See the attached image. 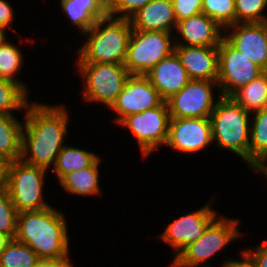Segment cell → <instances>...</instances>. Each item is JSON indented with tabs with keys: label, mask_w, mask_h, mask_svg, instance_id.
<instances>
[{
	"label": "cell",
	"mask_w": 267,
	"mask_h": 267,
	"mask_svg": "<svg viewBox=\"0 0 267 267\" xmlns=\"http://www.w3.org/2000/svg\"><path fill=\"white\" fill-rule=\"evenodd\" d=\"M64 106L28 103L24 110L22 161L46 170L55 165L68 133L69 115Z\"/></svg>",
	"instance_id": "1"
},
{
	"label": "cell",
	"mask_w": 267,
	"mask_h": 267,
	"mask_svg": "<svg viewBox=\"0 0 267 267\" xmlns=\"http://www.w3.org/2000/svg\"><path fill=\"white\" fill-rule=\"evenodd\" d=\"M66 217L52 206L18 214L15 240L27 244L40 259L69 256Z\"/></svg>",
	"instance_id": "2"
},
{
	"label": "cell",
	"mask_w": 267,
	"mask_h": 267,
	"mask_svg": "<svg viewBox=\"0 0 267 267\" xmlns=\"http://www.w3.org/2000/svg\"><path fill=\"white\" fill-rule=\"evenodd\" d=\"M131 32L129 19L106 15L83 34L88 38L75 62L125 64Z\"/></svg>",
	"instance_id": "3"
},
{
	"label": "cell",
	"mask_w": 267,
	"mask_h": 267,
	"mask_svg": "<svg viewBox=\"0 0 267 267\" xmlns=\"http://www.w3.org/2000/svg\"><path fill=\"white\" fill-rule=\"evenodd\" d=\"M251 115L232 97L219 96L210 115L212 139L218 148L230 150L249 166ZM250 122V123H249Z\"/></svg>",
	"instance_id": "4"
},
{
	"label": "cell",
	"mask_w": 267,
	"mask_h": 267,
	"mask_svg": "<svg viewBox=\"0 0 267 267\" xmlns=\"http://www.w3.org/2000/svg\"><path fill=\"white\" fill-rule=\"evenodd\" d=\"M46 173V169L30 165L21 159L9 163L6 189L18 213L51 207L43 198Z\"/></svg>",
	"instance_id": "5"
},
{
	"label": "cell",
	"mask_w": 267,
	"mask_h": 267,
	"mask_svg": "<svg viewBox=\"0 0 267 267\" xmlns=\"http://www.w3.org/2000/svg\"><path fill=\"white\" fill-rule=\"evenodd\" d=\"M238 219L218 216L194 243L187 246L173 262L178 267H212L204 264L216 253L222 251L241 233ZM202 265V266H201Z\"/></svg>",
	"instance_id": "6"
},
{
	"label": "cell",
	"mask_w": 267,
	"mask_h": 267,
	"mask_svg": "<svg viewBox=\"0 0 267 267\" xmlns=\"http://www.w3.org/2000/svg\"><path fill=\"white\" fill-rule=\"evenodd\" d=\"M77 67L84 82L83 99L86 102H101L109 109L131 75L124 64L77 63Z\"/></svg>",
	"instance_id": "7"
},
{
	"label": "cell",
	"mask_w": 267,
	"mask_h": 267,
	"mask_svg": "<svg viewBox=\"0 0 267 267\" xmlns=\"http://www.w3.org/2000/svg\"><path fill=\"white\" fill-rule=\"evenodd\" d=\"M172 34L174 33L132 29L124 64L127 71L134 75H145L170 55L175 47Z\"/></svg>",
	"instance_id": "8"
},
{
	"label": "cell",
	"mask_w": 267,
	"mask_h": 267,
	"mask_svg": "<svg viewBox=\"0 0 267 267\" xmlns=\"http://www.w3.org/2000/svg\"><path fill=\"white\" fill-rule=\"evenodd\" d=\"M169 121L168 106L166 101H163L159 106L128 115L118 125L128 129L137 139L141 154L145 158L160 146L166 145Z\"/></svg>",
	"instance_id": "9"
},
{
	"label": "cell",
	"mask_w": 267,
	"mask_h": 267,
	"mask_svg": "<svg viewBox=\"0 0 267 267\" xmlns=\"http://www.w3.org/2000/svg\"><path fill=\"white\" fill-rule=\"evenodd\" d=\"M264 71L225 38L218 46L217 83L221 96L231 97L242 86L256 79Z\"/></svg>",
	"instance_id": "10"
},
{
	"label": "cell",
	"mask_w": 267,
	"mask_h": 267,
	"mask_svg": "<svg viewBox=\"0 0 267 267\" xmlns=\"http://www.w3.org/2000/svg\"><path fill=\"white\" fill-rule=\"evenodd\" d=\"M213 86L220 93L217 81L190 80L166 100L170 118H210L217 103Z\"/></svg>",
	"instance_id": "11"
},
{
	"label": "cell",
	"mask_w": 267,
	"mask_h": 267,
	"mask_svg": "<svg viewBox=\"0 0 267 267\" xmlns=\"http://www.w3.org/2000/svg\"><path fill=\"white\" fill-rule=\"evenodd\" d=\"M207 203L196 211L174 219L173 222L166 225L165 231L158 236L166 244L171 246L173 251L175 250L174 254L176 256L174 259L187 246L202 236L207 227L218 217L219 214L211 208L212 202Z\"/></svg>",
	"instance_id": "12"
},
{
	"label": "cell",
	"mask_w": 267,
	"mask_h": 267,
	"mask_svg": "<svg viewBox=\"0 0 267 267\" xmlns=\"http://www.w3.org/2000/svg\"><path fill=\"white\" fill-rule=\"evenodd\" d=\"M163 101L145 75L131 74L110 110L118 115L115 122L119 124L128 115L154 108Z\"/></svg>",
	"instance_id": "13"
},
{
	"label": "cell",
	"mask_w": 267,
	"mask_h": 267,
	"mask_svg": "<svg viewBox=\"0 0 267 267\" xmlns=\"http://www.w3.org/2000/svg\"><path fill=\"white\" fill-rule=\"evenodd\" d=\"M210 118H170L166 147L191 154L212 144Z\"/></svg>",
	"instance_id": "14"
},
{
	"label": "cell",
	"mask_w": 267,
	"mask_h": 267,
	"mask_svg": "<svg viewBox=\"0 0 267 267\" xmlns=\"http://www.w3.org/2000/svg\"><path fill=\"white\" fill-rule=\"evenodd\" d=\"M224 34L234 48L264 72L267 71V22L235 23L225 28Z\"/></svg>",
	"instance_id": "15"
},
{
	"label": "cell",
	"mask_w": 267,
	"mask_h": 267,
	"mask_svg": "<svg viewBox=\"0 0 267 267\" xmlns=\"http://www.w3.org/2000/svg\"><path fill=\"white\" fill-rule=\"evenodd\" d=\"M176 30L179 35L175 37L182 39L174 41L175 45L218 47L224 38V29L202 12L178 21Z\"/></svg>",
	"instance_id": "16"
},
{
	"label": "cell",
	"mask_w": 267,
	"mask_h": 267,
	"mask_svg": "<svg viewBox=\"0 0 267 267\" xmlns=\"http://www.w3.org/2000/svg\"><path fill=\"white\" fill-rule=\"evenodd\" d=\"M190 80L217 81L218 47L175 45Z\"/></svg>",
	"instance_id": "17"
},
{
	"label": "cell",
	"mask_w": 267,
	"mask_h": 267,
	"mask_svg": "<svg viewBox=\"0 0 267 267\" xmlns=\"http://www.w3.org/2000/svg\"><path fill=\"white\" fill-rule=\"evenodd\" d=\"M145 76L164 101L178 93L190 81L187 71L175 51L163 58Z\"/></svg>",
	"instance_id": "18"
},
{
	"label": "cell",
	"mask_w": 267,
	"mask_h": 267,
	"mask_svg": "<svg viewBox=\"0 0 267 267\" xmlns=\"http://www.w3.org/2000/svg\"><path fill=\"white\" fill-rule=\"evenodd\" d=\"M132 29L141 31H176L177 20L172 0H151L129 18Z\"/></svg>",
	"instance_id": "19"
},
{
	"label": "cell",
	"mask_w": 267,
	"mask_h": 267,
	"mask_svg": "<svg viewBox=\"0 0 267 267\" xmlns=\"http://www.w3.org/2000/svg\"><path fill=\"white\" fill-rule=\"evenodd\" d=\"M99 157L90 167L73 171L60 181L61 187L69 194L80 196H96L101 194L99 186Z\"/></svg>",
	"instance_id": "20"
},
{
	"label": "cell",
	"mask_w": 267,
	"mask_h": 267,
	"mask_svg": "<svg viewBox=\"0 0 267 267\" xmlns=\"http://www.w3.org/2000/svg\"><path fill=\"white\" fill-rule=\"evenodd\" d=\"M23 128L14 115L0 114V157L9 163L21 158Z\"/></svg>",
	"instance_id": "21"
},
{
	"label": "cell",
	"mask_w": 267,
	"mask_h": 267,
	"mask_svg": "<svg viewBox=\"0 0 267 267\" xmlns=\"http://www.w3.org/2000/svg\"><path fill=\"white\" fill-rule=\"evenodd\" d=\"M254 113L249 145V168L253 171L267 159V108Z\"/></svg>",
	"instance_id": "22"
},
{
	"label": "cell",
	"mask_w": 267,
	"mask_h": 267,
	"mask_svg": "<svg viewBox=\"0 0 267 267\" xmlns=\"http://www.w3.org/2000/svg\"><path fill=\"white\" fill-rule=\"evenodd\" d=\"M100 156L88 150L64 145L52 167L59 181L67 174L90 167Z\"/></svg>",
	"instance_id": "23"
},
{
	"label": "cell",
	"mask_w": 267,
	"mask_h": 267,
	"mask_svg": "<svg viewBox=\"0 0 267 267\" xmlns=\"http://www.w3.org/2000/svg\"><path fill=\"white\" fill-rule=\"evenodd\" d=\"M244 110L254 113L267 108V71L231 96Z\"/></svg>",
	"instance_id": "24"
},
{
	"label": "cell",
	"mask_w": 267,
	"mask_h": 267,
	"mask_svg": "<svg viewBox=\"0 0 267 267\" xmlns=\"http://www.w3.org/2000/svg\"><path fill=\"white\" fill-rule=\"evenodd\" d=\"M28 93L18 84L0 78V114L14 115L12 111L26 109Z\"/></svg>",
	"instance_id": "25"
},
{
	"label": "cell",
	"mask_w": 267,
	"mask_h": 267,
	"mask_svg": "<svg viewBox=\"0 0 267 267\" xmlns=\"http://www.w3.org/2000/svg\"><path fill=\"white\" fill-rule=\"evenodd\" d=\"M39 259L27 244L12 239L0 255V267H34Z\"/></svg>",
	"instance_id": "26"
},
{
	"label": "cell",
	"mask_w": 267,
	"mask_h": 267,
	"mask_svg": "<svg viewBox=\"0 0 267 267\" xmlns=\"http://www.w3.org/2000/svg\"><path fill=\"white\" fill-rule=\"evenodd\" d=\"M6 41L0 47V78L18 83L27 93L29 89L25 83L16 79L17 73L23 65V55L18 46Z\"/></svg>",
	"instance_id": "27"
},
{
	"label": "cell",
	"mask_w": 267,
	"mask_h": 267,
	"mask_svg": "<svg viewBox=\"0 0 267 267\" xmlns=\"http://www.w3.org/2000/svg\"><path fill=\"white\" fill-rule=\"evenodd\" d=\"M202 13L217 22L223 29L235 24L234 0H203Z\"/></svg>",
	"instance_id": "28"
},
{
	"label": "cell",
	"mask_w": 267,
	"mask_h": 267,
	"mask_svg": "<svg viewBox=\"0 0 267 267\" xmlns=\"http://www.w3.org/2000/svg\"><path fill=\"white\" fill-rule=\"evenodd\" d=\"M61 12L80 29L81 35L86 33L99 18L87 5L71 4V0H60Z\"/></svg>",
	"instance_id": "29"
},
{
	"label": "cell",
	"mask_w": 267,
	"mask_h": 267,
	"mask_svg": "<svg viewBox=\"0 0 267 267\" xmlns=\"http://www.w3.org/2000/svg\"><path fill=\"white\" fill-rule=\"evenodd\" d=\"M235 23H264L267 22L264 10L267 0H234Z\"/></svg>",
	"instance_id": "30"
},
{
	"label": "cell",
	"mask_w": 267,
	"mask_h": 267,
	"mask_svg": "<svg viewBox=\"0 0 267 267\" xmlns=\"http://www.w3.org/2000/svg\"><path fill=\"white\" fill-rule=\"evenodd\" d=\"M18 212L6 188L0 189V232L15 238Z\"/></svg>",
	"instance_id": "31"
},
{
	"label": "cell",
	"mask_w": 267,
	"mask_h": 267,
	"mask_svg": "<svg viewBox=\"0 0 267 267\" xmlns=\"http://www.w3.org/2000/svg\"><path fill=\"white\" fill-rule=\"evenodd\" d=\"M150 1L151 0H108L107 15L115 18L129 19Z\"/></svg>",
	"instance_id": "32"
},
{
	"label": "cell",
	"mask_w": 267,
	"mask_h": 267,
	"mask_svg": "<svg viewBox=\"0 0 267 267\" xmlns=\"http://www.w3.org/2000/svg\"><path fill=\"white\" fill-rule=\"evenodd\" d=\"M203 0H172L177 22L202 12Z\"/></svg>",
	"instance_id": "33"
},
{
	"label": "cell",
	"mask_w": 267,
	"mask_h": 267,
	"mask_svg": "<svg viewBox=\"0 0 267 267\" xmlns=\"http://www.w3.org/2000/svg\"><path fill=\"white\" fill-rule=\"evenodd\" d=\"M71 4L87 5L99 19L107 15L108 0H71Z\"/></svg>",
	"instance_id": "34"
},
{
	"label": "cell",
	"mask_w": 267,
	"mask_h": 267,
	"mask_svg": "<svg viewBox=\"0 0 267 267\" xmlns=\"http://www.w3.org/2000/svg\"><path fill=\"white\" fill-rule=\"evenodd\" d=\"M252 259L256 267H267V241L258 245L255 250H244Z\"/></svg>",
	"instance_id": "35"
},
{
	"label": "cell",
	"mask_w": 267,
	"mask_h": 267,
	"mask_svg": "<svg viewBox=\"0 0 267 267\" xmlns=\"http://www.w3.org/2000/svg\"><path fill=\"white\" fill-rule=\"evenodd\" d=\"M14 19V11L12 6L6 0H0V27L11 28Z\"/></svg>",
	"instance_id": "36"
},
{
	"label": "cell",
	"mask_w": 267,
	"mask_h": 267,
	"mask_svg": "<svg viewBox=\"0 0 267 267\" xmlns=\"http://www.w3.org/2000/svg\"><path fill=\"white\" fill-rule=\"evenodd\" d=\"M70 257L39 259L34 267H74L70 263Z\"/></svg>",
	"instance_id": "37"
},
{
	"label": "cell",
	"mask_w": 267,
	"mask_h": 267,
	"mask_svg": "<svg viewBox=\"0 0 267 267\" xmlns=\"http://www.w3.org/2000/svg\"><path fill=\"white\" fill-rule=\"evenodd\" d=\"M240 254L243 260H225L222 267H256L250 256L245 251H241Z\"/></svg>",
	"instance_id": "38"
},
{
	"label": "cell",
	"mask_w": 267,
	"mask_h": 267,
	"mask_svg": "<svg viewBox=\"0 0 267 267\" xmlns=\"http://www.w3.org/2000/svg\"><path fill=\"white\" fill-rule=\"evenodd\" d=\"M9 162L0 157V189L6 188Z\"/></svg>",
	"instance_id": "39"
},
{
	"label": "cell",
	"mask_w": 267,
	"mask_h": 267,
	"mask_svg": "<svg viewBox=\"0 0 267 267\" xmlns=\"http://www.w3.org/2000/svg\"><path fill=\"white\" fill-rule=\"evenodd\" d=\"M12 238L9 235H6L0 232V255L5 250L7 245L11 242Z\"/></svg>",
	"instance_id": "40"
},
{
	"label": "cell",
	"mask_w": 267,
	"mask_h": 267,
	"mask_svg": "<svg viewBox=\"0 0 267 267\" xmlns=\"http://www.w3.org/2000/svg\"><path fill=\"white\" fill-rule=\"evenodd\" d=\"M254 171H256L259 174L261 173V175H264L263 177L267 179V159L261 165H259Z\"/></svg>",
	"instance_id": "41"
},
{
	"label": "cell",
	"mask_w": 267,
	"mask_h": 267,
	"mask_svg": "<svg viewBox=\"0 0 267 267\" xmlns=\"http://www.w3.org/2000/svg\"><path fill=\"white\" fill-rule=\"evenodd\" d=\"M7 29H4L2 27H0V47L7 41V38H6V31Z\"/></svg>",
	"instance_id": "42"
},
{
	"label": "cell",
	"mask_w": 267,
	"mask_h": 267,
	"mask_svg": "<svg viewBox=\"0 0 267 267\" xmlns=\"http://www.w3.org/2000/svg\"><path fill=\"white\" fill-rule=\"evenodd\" d=\"M170 266H172V267H178L174 262H172V264Z\"/></svg>",
	"instance_id": "43"
}]
</instances>
